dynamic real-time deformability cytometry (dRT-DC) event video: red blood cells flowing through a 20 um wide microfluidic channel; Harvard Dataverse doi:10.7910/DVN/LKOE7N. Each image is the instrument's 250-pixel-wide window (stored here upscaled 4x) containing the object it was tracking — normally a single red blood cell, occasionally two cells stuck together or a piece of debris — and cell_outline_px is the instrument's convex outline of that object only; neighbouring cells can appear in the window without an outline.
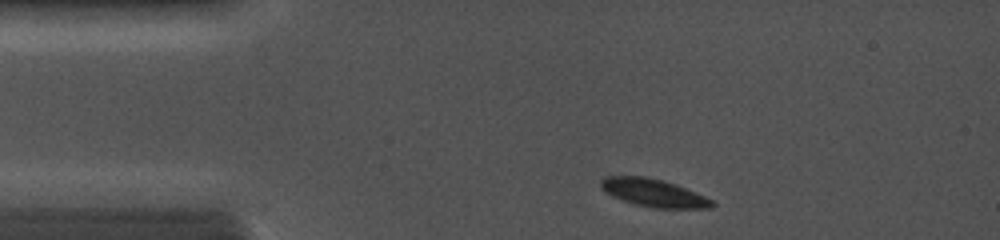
{"species": "common noctule bat (a hibernating species)", "species_latin": "Nyctalus noctula", "temperature_condition": "cold", "stored_images_in_passage": 64, "camera_frame_rate_fps": 5000, "um_per_image_px": 0.085, "animal": {"sex": "female", "body_mass_g": 19.0, "forearm_length_mm": 56.7}, "frame": {"image": 1, "passage_image": 3, "time_ms": 0.4, "image_size_px": [1000, 240], "cell_outline_px": [[716, 204], [712, 208], [652, 208], [636, 204], [612, 196], [600, 188], [600, 180], [604, 176], [648, 176], [664, 180], [676, 184], [696, 192], [712, 200]], "centroid_in_image_um": [55.55, 16.38], "position_along_channel_um": 29.4, "area_um2": 18.15}}
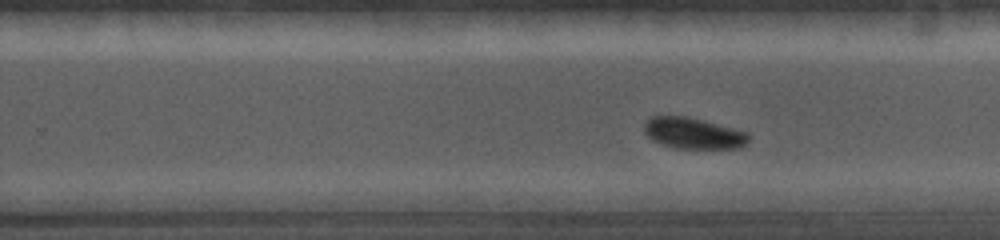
{"frame": {"image": 2, "passage_image": 41, "time_ms": 7.0, "image_size_px": [1000, 240], "cell_outline_px": [[752, 136], [740, 148], [676, 148], [652, 140], [644, 132], [644, 124], [652, 116], [688, 116], [704, 120], [748, 132]], "centroid_in_image_um": [58.96, 11.31], "position_along_channel_um": 270.8, "area_um2": 18.9}}
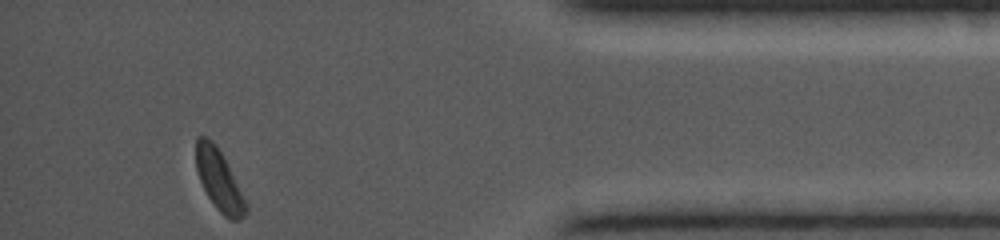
{"frame": {"image": 3, "passage_image": 64, "time_ms": 11.0, "image_size_px": [1000, 240], "cell_outline_px": [[248, 212], [240, 220], [228, 220], [216, 208], [208, 196], [200, 180], [196, 168], [196, 136], [208, 136], [216, 144], [244, 196], [248, 204]], "centroid_in_image_um": [18.63, 15.33], "position_along_channel_um": 416.6, "area_um2": 17.63}}